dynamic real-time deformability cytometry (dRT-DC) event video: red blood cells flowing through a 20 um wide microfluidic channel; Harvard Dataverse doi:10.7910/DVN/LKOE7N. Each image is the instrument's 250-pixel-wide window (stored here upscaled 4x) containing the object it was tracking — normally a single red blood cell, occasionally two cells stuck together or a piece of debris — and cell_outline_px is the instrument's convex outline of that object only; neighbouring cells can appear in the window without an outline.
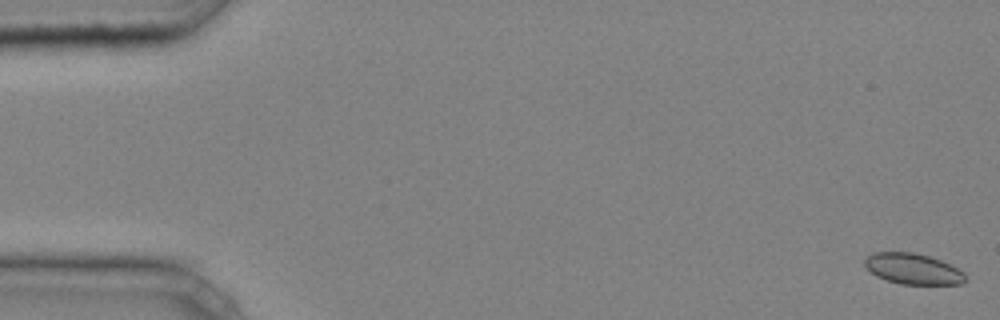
{"species": "common noctule bat (a hibernating species)", "species_latin": "Nyctalus noctula", "temperature_condition": "cold", "stored_images_in_passage": 46, "camera_frame_rate_fps": 3000, "um_per_image_px": 0.085, "animal": {"sex": "male", "body_mass_g": 20.4}, "frame": {"image": 1, "passage_image": 1, "time_ms": 0.0, "image_size_px": [1000, 320], "cell_outline_px": [[964, 284], [900, 284], [876, 276], [864, 264], [864, 260], [872, 252], [912, 252], [928, 256], [940, 260], [964, 272]], "centroid_in_image_um": [77.58, 22.85], "position_along_channel_um": 7.4, "area_um2": 17.8}}
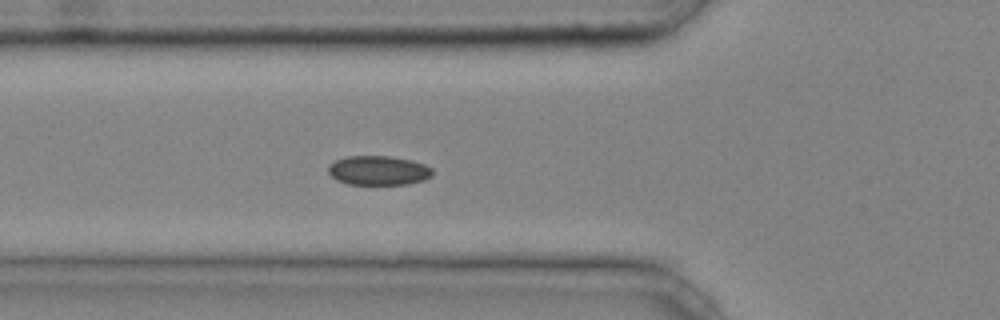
{"frame": {"image": 2, "passage_image": 17, "time_ms": 5.333, "image_size_px": [1000, 320], "cell_outline_px": [[432, 176], [424, 180], [408, 184], [348, 184], [336, 180], [328, 172], [328, 164], [336, 160], [348, 156], [388, 156], [412, 160], [424, 164], [432, 168]], "centroid_in_image_um": [32.16, 14.49], "position_along_channel_um": 93.6, "area_um2": 17.86}}
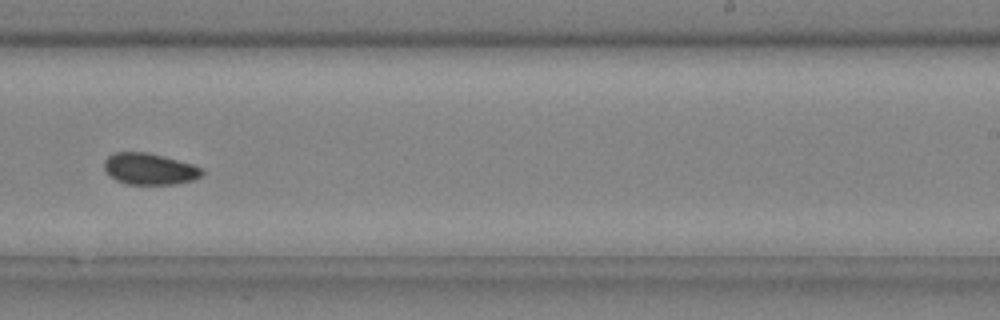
{"frame": {"image": 3, "passage_image": 30, "time_ms": 9.667, "image_size_px": [1000, 320], "cell_outline_px": [[204, 172], [200, 176], [192, 180], [176, 184], [128, 184], [116, 180], [108, 176], [104, 168], [104, 160], [112, 152], [148, 152], [164, 156], [192, 164], [200, 168]], "centroid_in_image_um": [12.66, 14.35], "position_along_channel_um": 276.3, "area_um2": 17.98}, "authors_computed_cell_mechanics": {"area_um2": 18.0047, "velocity_mm_per_s": 4.2114, "shape_relaxation_time_tau1_ms": null, "shape_relaxation_time_tau2_ms": 3.3299, "deformation_change_tau1": null, "deformation_change_tau2": 0.0582}}